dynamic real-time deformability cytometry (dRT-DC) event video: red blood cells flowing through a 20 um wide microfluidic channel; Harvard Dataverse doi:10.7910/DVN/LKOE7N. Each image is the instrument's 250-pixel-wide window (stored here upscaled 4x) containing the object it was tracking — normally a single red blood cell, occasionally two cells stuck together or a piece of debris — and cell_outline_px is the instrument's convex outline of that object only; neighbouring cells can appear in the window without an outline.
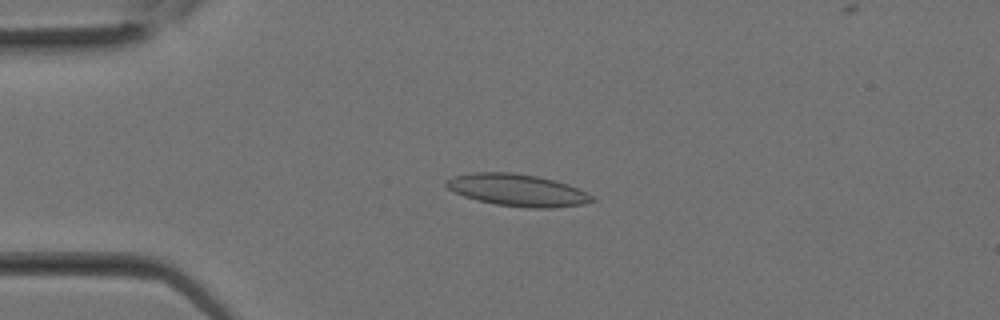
{"species": "Egyptian fruit bat (a non-hibernating species)", "species_latin": "Rousettus aegyptiacus", "temperature_condition": "room temperature", "stored_images_in_passage": 6, "camera_frame_rate_fps": 3000, "um_per_image_px": 0.085, "animal": {"sex": "female"}, "frame": {"image": 1, "passage_image": 1, "time_ms": 0.0, "image_size_px": [1000, 320], "cell_outline_px": [[596, 200], [584, 204], [552, 208], [528, 208], [496, 204], [476, 200], [464, 196], [448, 188], [444, 184], [444, 180], [452, 176], [472, 172], [512, 172], [536, 176], [556, 180], [568, 184], [588, 192]], "centroid_in_image_um": [43.98, 16.15], "position_along_channel_um": 41.0, "area_um2": 27.46}}
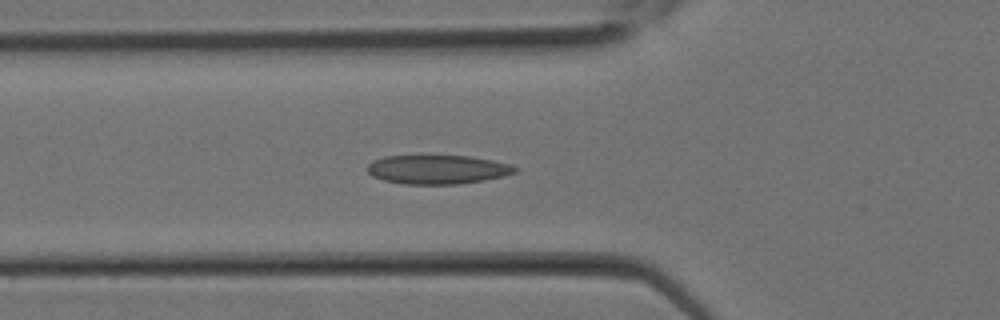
{"frame": {"image": 2, "passage_image": 4, "time_ms": 1.0, "image_size_px": [1000, 320], "cell_outline_px": [[520, 168], [516, 172], [504, 176], [484, 180], [460, 184], [404, 184], [384, 180], [372, 176], [368, 172], [368, 164], [372, 160], [384, 156], [420, 152], [472, 156], [512, 164]], "centroid_in_image_um": [37.17, 14.34], "position_along_channel_um": 88.6, "area_um2": 26.36}}
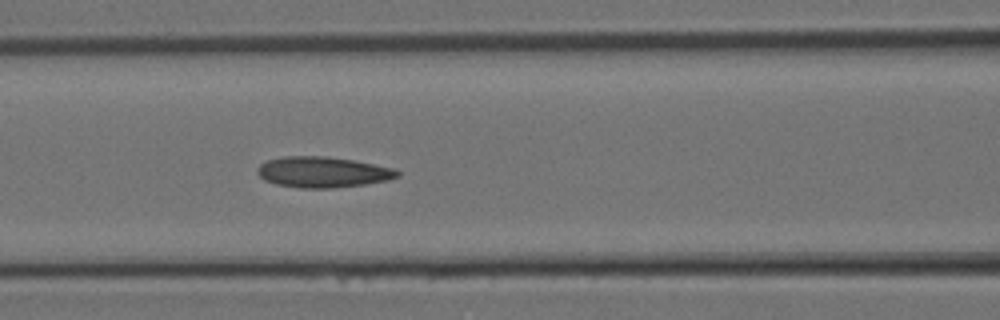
{"frame": {"image": 3, "passage_image": 6, "time_ms": 1.667, "image_size_px": [1000, 320], "cell_outline_px": [[400, 176], [388, 180], [364, 184], [332, 188], [300, 188], [276, 184], [264, 180], [256, 172], [256, 168], [260, 164], [268, 160], [284, 156], [328, 156], [352, 160], [396, 168], [400, 172]], "centroid_in_image_um": [27.43, 14.62], "position_along_channel_um": 139.2, "area_um2": 25.2}}